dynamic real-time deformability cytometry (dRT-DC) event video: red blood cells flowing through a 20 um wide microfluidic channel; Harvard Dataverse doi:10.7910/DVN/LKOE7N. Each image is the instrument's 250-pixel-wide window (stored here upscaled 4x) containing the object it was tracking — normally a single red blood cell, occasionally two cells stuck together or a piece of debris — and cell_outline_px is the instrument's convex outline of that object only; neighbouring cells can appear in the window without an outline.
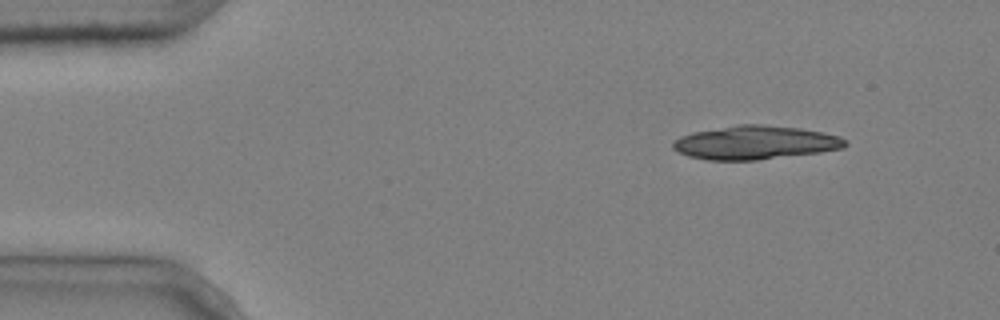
{"species": "common noctule bat (a hibernating species)", "species_latin": "Nyctalus noctula", "temperature_condition": "cold", "stored_images_in_passage": 7, "camera_frame_rate_fps": 3000, "um_per_image_px": 0.085, "animal": {"sex": "male", "body_mass_g": 20.4}, "frame": {"image": 1, "passage_image": 1, "time_ms": 0.0, "image_size_px": [1000, 320], "cell_outline_px": [[848, 144], [844, 148], [820, 152], [756, 160], [708, 160], [688, 156], [672, 148], [672, 144], [680, 136], [692, 132], [736, 124], [760, 124], [800, 128], [840, 136]], "centroid_in_image_um": [64.18, 12.11], "position_along_channel_um": 20.8, "area_um2": 33.7}}